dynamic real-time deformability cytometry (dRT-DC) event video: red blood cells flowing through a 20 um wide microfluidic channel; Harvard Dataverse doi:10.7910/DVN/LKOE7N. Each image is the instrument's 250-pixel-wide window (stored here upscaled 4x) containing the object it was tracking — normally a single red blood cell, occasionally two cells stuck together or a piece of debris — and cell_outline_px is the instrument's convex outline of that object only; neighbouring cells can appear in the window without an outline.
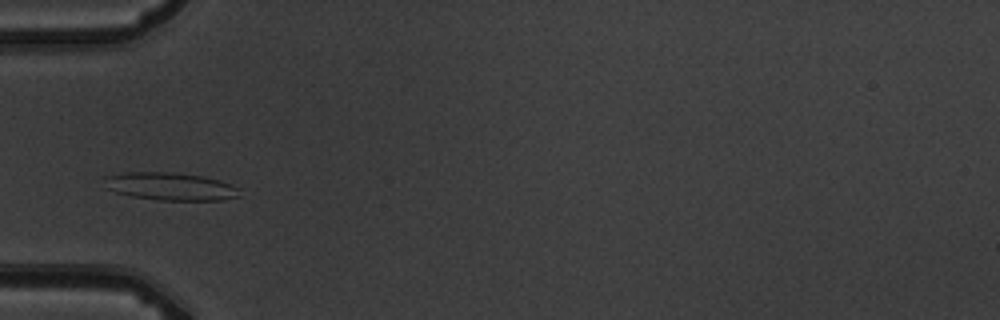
{"species": "common noctule bat (a hibernating species)", "species_latin": "Nyctalus noctula", "temperature_condition": "warm", "stored_images_in_passage": 5, "camera_frame_rate_fps": 3000, "um_per_image_px": 0.085, "animal": {"sex": "male", "body_mass_g": 19.5, "forearm_length_mm": 54.6}, "frame": {"image": 1, "passage_image": 4, "time_ms": 3.333, "image_size_px": [1000, 320], "cell_outline_px": [[240, 196], [220, 200], [160, 200], [132, 196], [116, 192], [108, 188], [104, 176], [124, 172], [172, 172], [200, 176], [220, 180], [240, 188]], "centroid_in_image_um": [14.51, 15.84], "position_along_channel_um": 70.5, "area_um2": 21.73}}